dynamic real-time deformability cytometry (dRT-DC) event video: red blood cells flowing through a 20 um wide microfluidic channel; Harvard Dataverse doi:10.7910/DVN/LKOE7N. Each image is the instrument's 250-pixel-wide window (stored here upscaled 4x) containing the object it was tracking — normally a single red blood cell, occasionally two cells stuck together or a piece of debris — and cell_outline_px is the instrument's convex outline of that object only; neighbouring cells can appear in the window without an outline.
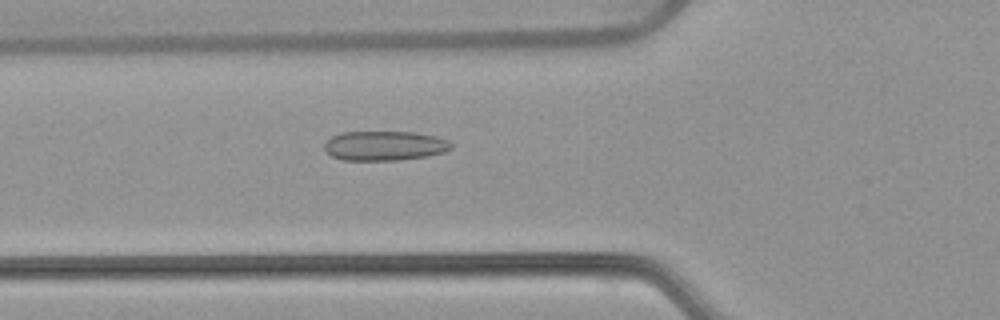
{"species": "common noctule bat (a hibernating species)", "species_latin": "Nyctalus noctula", "temperature_condition": "warm", "stored_images_in_passage": 45, "camera_frame_rate_fps": 3000, "um_per_image_px": 0.085, "animal": {"sex": "female", "body_mass_g": 22.7, "forearm_length_mm": 54.2}, "frame": {"image": 1, "passage_image": 11, "time_ms": 3.333, "image_size_px": [1000, 320], "cell_outline_px": [[452, 148], [444, 152], [424, 156], [396, 160], [344, 160], [332, 156], [324, 148], [324, 144], [332, 136], [340, 132], [416, 132], [436, 136], [448, 140], [452, 144]], "centroid_in_image_um": [32.69, 12.38], "position_along_channel_um": 93.1, "area_um2": 21.73}}
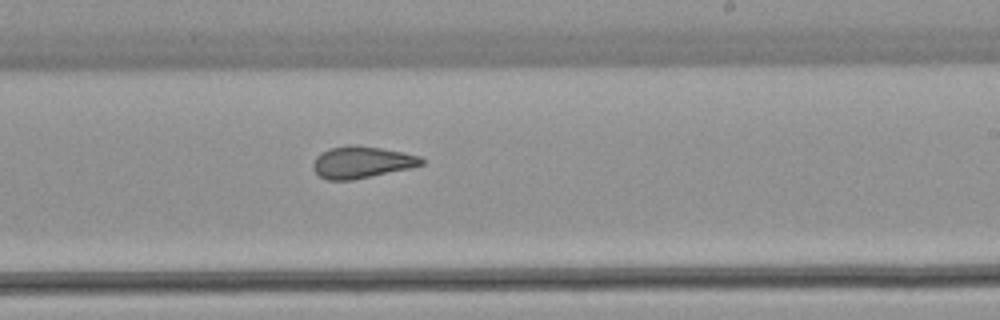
{"frame": {"image": 2, "passage_image": 24, "time_ms": 7.667, "image_size_px": [1000, 320], "cell_outline_px": [[424, 164], [412, 168], [352, 180], [328, 180], [320, 176], [312, 168], [312, 164], [316, 156], [320, 152], [328, 148], [348, 144], [356, 144], [404, 152], [420, 156], [424, 160]], "centroid_in_image_um": [30.74, 13.77], "position_along_channel_um": 258.3, "area_um2": 20.4}}
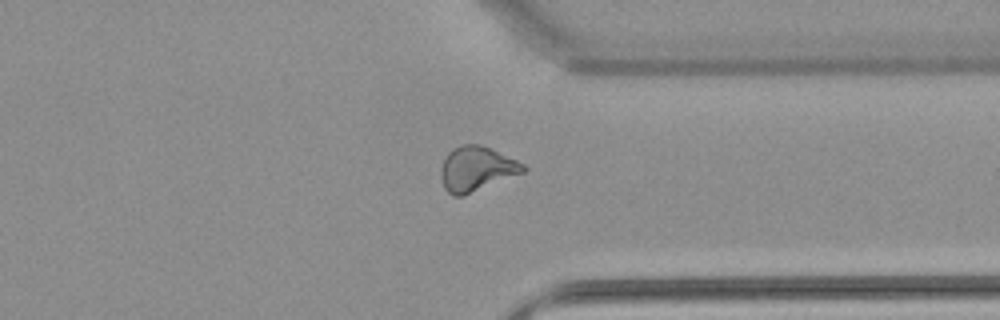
{"frame": {"image": 3, "passage_image": 33, "time_ms": 10.667, "image_size_px": [1000, 320], "cell_outline_px": [[528, 168], [524, 172], [464, 196], [452, 196], [444, 188], [440, 176], [440, 168], [448, 152], [452, 148], [464, 144], [480, 144], [516, 160], [524, 164]], "centroid_in_image_um": [40.48, 14.36], "position_along_channel_um": 370.9, "area_um2": 21.44}, "authors_computed_cell_mechanics": {"area_um2": 21.0392, "velocity_mm_per_s": 3.8009, "shape_relaxation_time_tau1_ms": null, "shape_relaxation_time_tau2_ms": 1.8359, "deformation_change_tau1": null, "deformation_change_tau2": 0.0744}}